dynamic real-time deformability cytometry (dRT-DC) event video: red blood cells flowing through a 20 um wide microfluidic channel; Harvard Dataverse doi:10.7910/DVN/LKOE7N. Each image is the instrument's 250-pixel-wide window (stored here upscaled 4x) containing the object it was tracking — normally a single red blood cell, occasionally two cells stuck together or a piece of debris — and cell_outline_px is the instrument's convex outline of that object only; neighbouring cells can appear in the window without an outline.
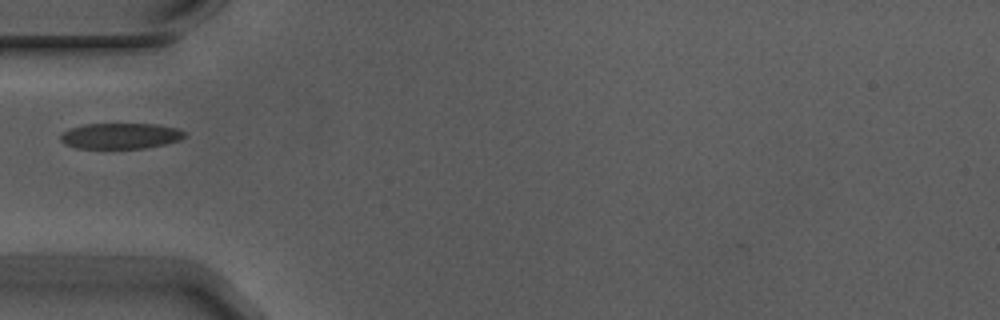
{"species": "Egyptian fruit bat (a non-hibernating species)", "species_latin": "Rousettus aegyptiacus", "temperature_condition": "warm", "stored_images_in_passage": 2, "camera_frame_rate_fps": 3000, "um_per_image_px": 0.085, "animal": {"sex": "male"}, "frame": {"image": 1, "passage_image": 1, "time_ms": 0.0, "image_size_px": [1000, 320], "cell_outline_px": [[184, 136], [180, 140], [164, 144], [144, 148], [76, 148], [64, 144], [60, 140], [60, 136], [68, 128], [84, 124], [156, 124], [180, 128], [184, 132]], "centroid_in_image_um": [10.22, 11.54], "position_along_channel_um": 74.8, "area_um2": 18.67}}